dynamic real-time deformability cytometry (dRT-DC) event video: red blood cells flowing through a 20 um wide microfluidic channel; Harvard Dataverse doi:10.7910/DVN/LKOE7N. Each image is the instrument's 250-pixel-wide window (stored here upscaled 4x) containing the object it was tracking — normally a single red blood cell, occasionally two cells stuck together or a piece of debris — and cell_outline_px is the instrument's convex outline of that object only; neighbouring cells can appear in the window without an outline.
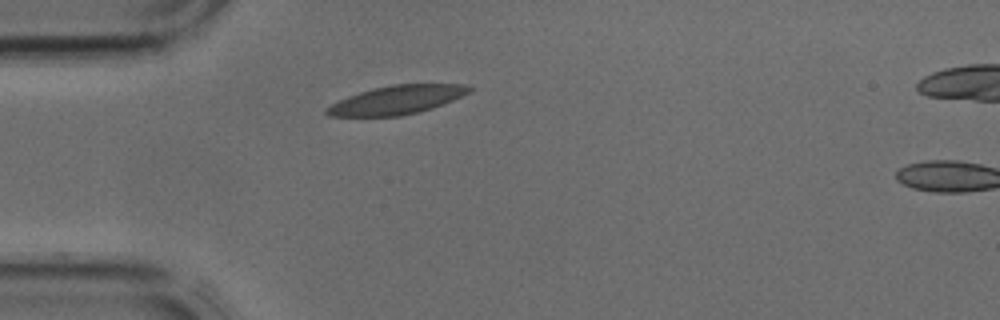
{"species": "common noctule bat (a hibernating species)", "species_latin": "Nyctalus noctula", "temperature_condition": "cold", "stored_images_in_passage": 2, "camera_frame_rate_fps": 3000, "um_per_image_px": 0.085, "animal": {"sex": "male", "body_mass_g": 17.9, "forearm_length_mm": 54.2}, "frame": {"image": 1, "passage_image": 1, "time_ms": 0.0, "image_size_px": [1000, 320], "cell_outline_px": [[472, 88], [468, 92], [452, 100], [432, 108], [420, 112], [400, 116], [328, 116], [324, 112], [324, 108], [348, 96], [372, 88], [392, 84], [464, 84]], "centroid_in_image_um": [33.68, 8.49], "position_along_channel_um": 51.3, "area_um2": 23.64}}